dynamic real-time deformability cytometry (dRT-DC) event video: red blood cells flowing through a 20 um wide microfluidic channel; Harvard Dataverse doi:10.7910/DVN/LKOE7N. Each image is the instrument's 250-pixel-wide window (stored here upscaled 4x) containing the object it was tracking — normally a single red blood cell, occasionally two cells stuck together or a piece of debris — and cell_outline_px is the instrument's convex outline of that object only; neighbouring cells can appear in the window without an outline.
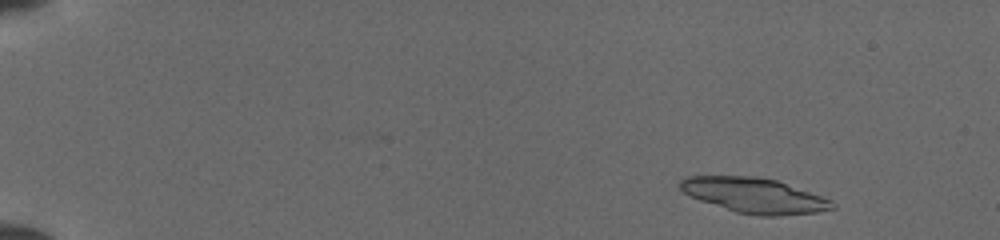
{"species": "common noctule bat (a hibernating species)", "species_latin": "Nyctalus noctula", "temperature_condition": "cold", "stored_images_in_passage": 18, "camera_frame_rate_fps": 3000, "um_per_image_px": 0.085, "animal": {"sex": "female", "body_mass_g": 19.5, "forearm_length_mm": 54.1}, "frame": {"image": 1, "passage_image": 4, "time_ms": 1.0, "image_size_px": [1000, 240], "cell_outline_px": [[836, 208], [816, 212], [776, 216], [760, 216], [736, 212], [700, 200], [684, 192], [680, 188], [680, 180], [684, 176], [756, 176], [776, 180], [832, 200], [836, 204]], "centroid_in_image_um": [64.12, 16.61], "position_along_channel_um": 20.9, "area_um2": 30.87}}